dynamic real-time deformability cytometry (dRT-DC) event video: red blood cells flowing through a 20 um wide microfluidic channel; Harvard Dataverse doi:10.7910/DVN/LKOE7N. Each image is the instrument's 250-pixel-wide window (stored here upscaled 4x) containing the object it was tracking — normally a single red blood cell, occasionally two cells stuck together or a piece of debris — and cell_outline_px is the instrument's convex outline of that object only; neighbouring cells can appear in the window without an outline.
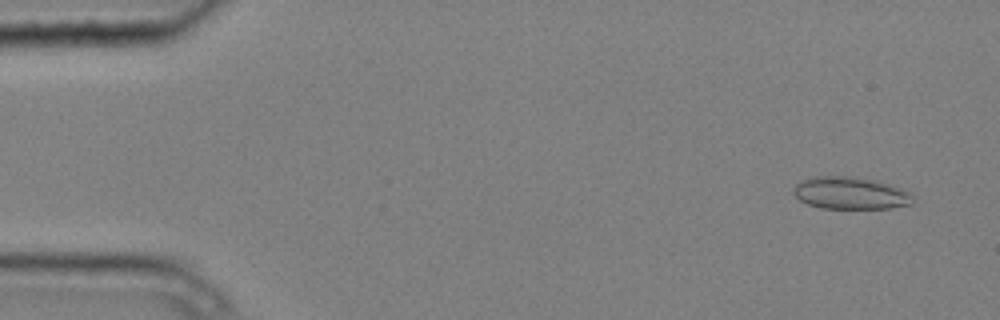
{"species": "common noctule bat (a hibernating species)", "species_latin": "Nyctalus noctula", "temperature_condition": "cold", "stored_images_in_passage": 7, "camera_frame_rate_fps": 3000, "um_per_image_px": 0.085, "animal": {"sex": "male", "body_mass_g": 20.4}, "frame": {"image": 1, "passage_image": 1, "time_ms": 0.0, "image_size_px": [1000, 320], "cell_outline_px": [[912, 204], [892, 208], [820, 208], [808, 204], [800, 200], [792, 192], [792, 188], [796, 184], [812, 176], [848, 176], [876, 180], [912, 192]], "centroid_in_image_um": [72.28, 16.41], "position_along_channel_um": 12.7, "area_um2": 22.48}}
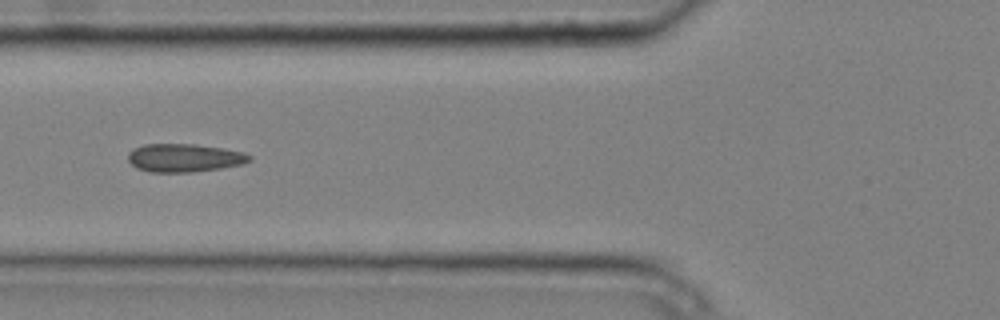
{"frame": {"image": 2, "passage_image": 5, "time_ms": 1.333, "image_size_px": [1000, 320], "cell_outline_px": [[252, 160], [244, 164], [220, 168], [192, 172], [148, 172], [136, 168], [128, 160], [128, 152], [144, 144], [192, 144], [224, 148], [244, 152], [252, 156]], "centroid_in_image_um": [15.69, 13.42], "position_along_channel_um": 110.1, "area_um2": 20.06}}
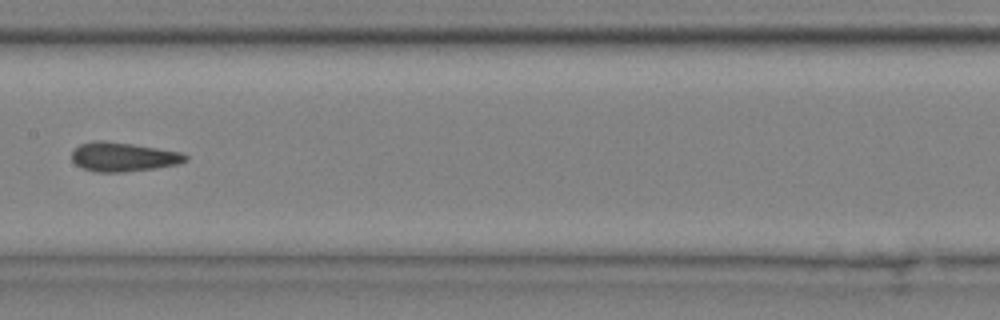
{"frame": {"image": 3, "passage_image": 7, "time_ms": 2.0, "image_size_px": [1000, 320], "cell_outline_px": [[188, 160], [176, 164], [156, 168], [124, 172], [96, 172], [84, 168], [76, 164], [72, 160], [72, 152], [80, 144], [92, 140], [104, 140], [132, 144], [184, 152], [188, 156]], "centroid_in_image_um": [10.49, 13.33], "position_along_channel_um": 196.9, "area_um2": 19.36}}